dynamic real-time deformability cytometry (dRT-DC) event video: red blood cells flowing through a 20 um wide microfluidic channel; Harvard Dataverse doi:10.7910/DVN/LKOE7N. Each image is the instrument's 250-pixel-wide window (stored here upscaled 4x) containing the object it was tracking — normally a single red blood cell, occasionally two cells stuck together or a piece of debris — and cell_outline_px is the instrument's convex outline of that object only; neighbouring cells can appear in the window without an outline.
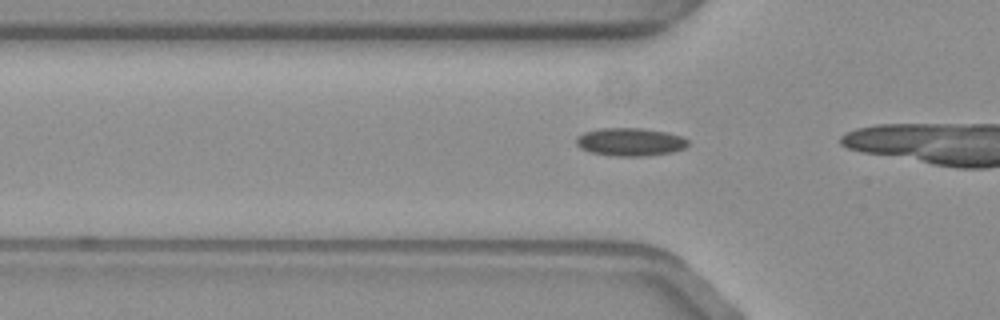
{"species": "common noctule bat (a hibernating species)", "species_latin": "Nyctalus noctula", "temperature_condition": "warm", "stored_images_in_passage": 17, "camera_frame_rate_fps": 3000, "um_per_image_px": 0.085, "animal": {"sex": "female", "body_mass_g": 19.3, "forearm_length_mm": 54.1}, "frame": {"image": 1, "passage_image": 11, "time_ms": 3.333, "image_size_px": [1000, 320], "cell_outline_px": [[688, 144], [684, 148], [672, 152], [648, 156], [616, 156], [588, 152], [580, 148], [576, 144], [576, 136], [584, 132], [600, 128], [640, 128], [668, 132], [680, 136], [688, 140]], "centroid_in_image_um": [53.54, 12.06], "position_along_channel_um": 72.3, "area_um2": 18.38}}
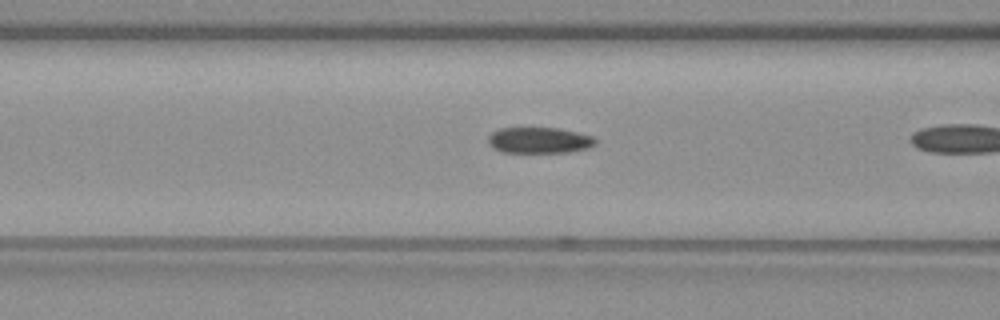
{"frame": {"image": 2, "passage_image": 15, "time_ms": 4.667, "image_size_px": [1000, 320], "cell_outline_px": [[596, 144], [588, 148], [568, 152], [504, 152], [492, 148], [488, 144], [488, 136], [492, 132], [500, 128], [556, 128], [576, 132], [592, 136], [596, 140]], "centroid_in_image_um": [45.81, 11.92], "position_along_channel_um": 120.8, "area_um2": 16.18}}